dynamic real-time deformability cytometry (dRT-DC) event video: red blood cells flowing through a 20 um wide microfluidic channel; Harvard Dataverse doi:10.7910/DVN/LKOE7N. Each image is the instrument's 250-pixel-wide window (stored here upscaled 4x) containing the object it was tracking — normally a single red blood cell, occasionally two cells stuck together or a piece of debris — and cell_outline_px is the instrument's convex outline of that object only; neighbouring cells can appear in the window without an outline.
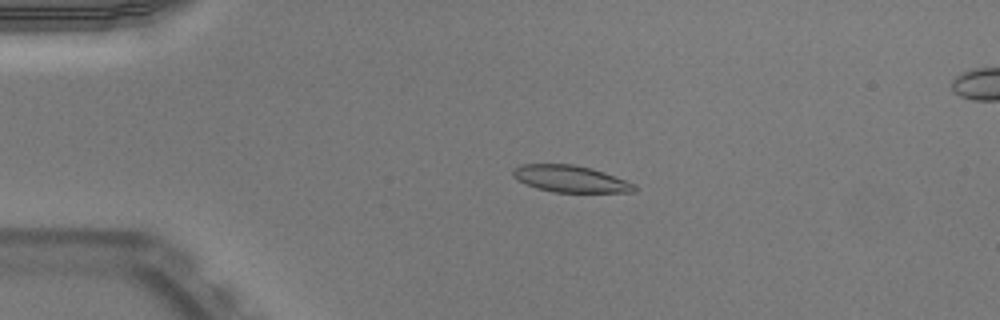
{"species": "Egyptian fruit bat (a non-hibernating species)", "species_latin": "Rousettus aegyptiacus", "temperature_condition": "warm", "stored_images_in_passage": 20, "camera_frame_rate_fps": 3000, "um_per_image_px": 0.085, "animal": {"sex": "male"}, "frame": {"image": 1, "passage_image": 12, "time_ms": 3.667, "image_size_px": [1000, 320], "cell_outline_px": [[636, 192], [556, 192], [536, 188], [524, 184], [516, 180], [512, 176], [512, 168], [520, 164], [572, 164], [592, 168], [604, 172], [636, 184]], "centroid_in_image_um": [48.45, 15.2], "position_along_channel_um": 36.6, "area_um2": 19.13}}